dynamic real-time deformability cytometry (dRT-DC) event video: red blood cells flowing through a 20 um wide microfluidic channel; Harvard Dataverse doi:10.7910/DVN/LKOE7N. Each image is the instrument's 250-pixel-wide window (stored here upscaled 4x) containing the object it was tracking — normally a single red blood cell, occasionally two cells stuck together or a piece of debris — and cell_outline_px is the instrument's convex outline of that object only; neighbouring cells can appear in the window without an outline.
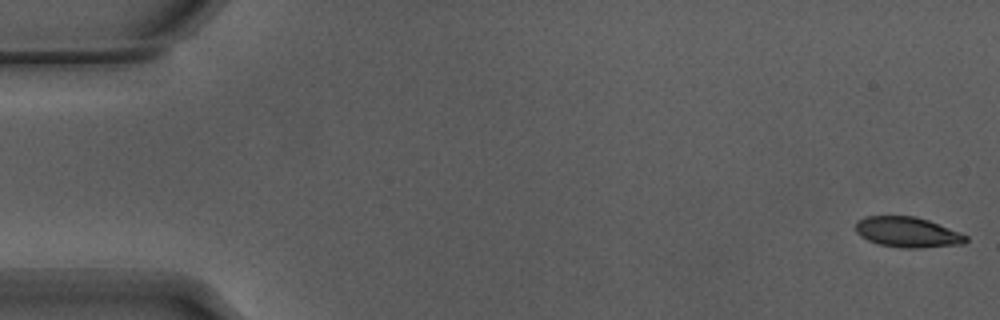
{"species": "Egyptian fruit bat (a non-hibernating species)", "species_latin": "Rousettus aegyptiacus", "temperature_condition": "warm", "stored_images_in_passage": 55, "segment_of_instrument_passage": [1, 2], "camera_frame_rate_fps": 3000, "um_per_image_px": 0.085, "animal": {"sex": "male"}, "frame": {"image": 1, "passage_image": 1, "time_ms": 0.0, "image_size_px": [1000, 320], "cell_outline_px": [[968, 240], [964, 244], [920, 248], [904, 248], [880, 244], [868, 240], [860, 236], [856, 232], [856, 224], [864, 216], [916, 216], [928, 220], [960, 232], [968, 236]], "centroid_in_image_um": [77.17, 19.74], "position_along_channel_um": 7.8, "area_um2": 19.48}}
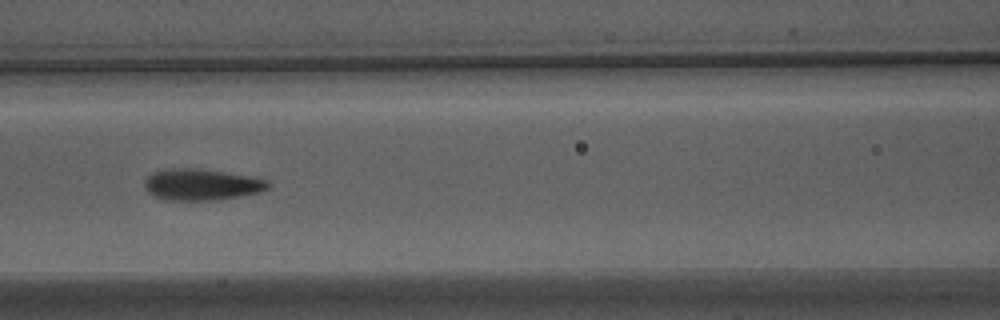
{"frame": {"image": 2, "passage_image": 24, "time_ms": 7.667, "image_size_px": [1000, 320], "cell_outline_px": [[268, 188], [260, 192], [220, 200], [164, 200], [152, 196], [144, 188], [144, 180], [152, 172], [168, 168], [192, 168], [224, 172], [264, 180], [268, 184]], "centroid_in_image_um": [17.02, 15.7], "position_along_channel_um": 149.6, "area_um2": 22.43}}
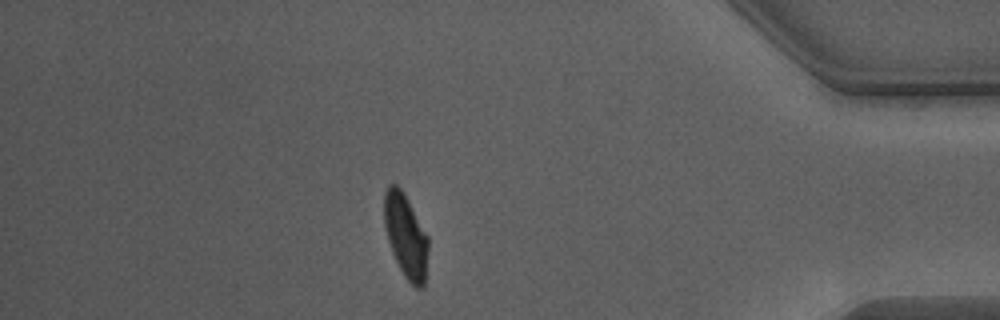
{"frame": {"image": 3, "passage_image": 47, "time_ms": 15.333, "image_size_px": [1000, 320], "cell_outline_px": [[428, 252], [424, 284], [420, 288], [416, 288], [404, 276], [392, 252], [388, 240], [384, 224], [384, 192], [388, 184], [396, 184], [404, 192], [428, 236]], "centroid_in_image_um": [34.48, 20.01], "position_along_channel_um": 400.7, "area_um2": 21.44}}